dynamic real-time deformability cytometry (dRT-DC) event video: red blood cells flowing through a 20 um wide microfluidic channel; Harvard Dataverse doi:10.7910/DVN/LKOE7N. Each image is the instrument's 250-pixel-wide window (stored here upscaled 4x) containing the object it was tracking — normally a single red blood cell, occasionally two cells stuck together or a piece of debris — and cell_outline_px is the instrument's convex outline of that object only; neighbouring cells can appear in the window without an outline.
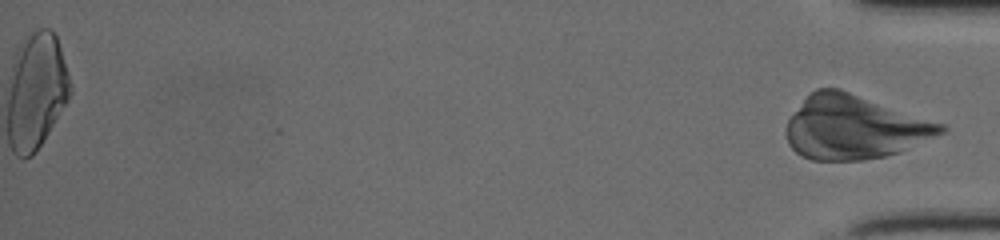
{"species": "human", "species_latin": "Homo sapiens", "temperature_condition": "cold", "stored_images_in_passage": 51, "segment_of_instrument_passage": [2, 2], "camera_frame_rate_fps": 3000, "um_per_image_px": 0.085, "donor": {"sex": "female"}, "frame": {"image": 1, "passage_image": 51, "time_ms": 16.667, "image_size_px": [1000, 240], "cell_outline_px": [[948, 128], [944, 132], [900, 152], [884, 156], [864, 160], [812, 160], [800, 156], [788, 144], [784, 132], [784, 128], [788, 120], [808, 92], [816, 88], [840, 88], [944, 124]], "centroid_in_image_um": [72.56, 10.81], "position_along_channel_um": 362.6, "area_um2": 57.68}}